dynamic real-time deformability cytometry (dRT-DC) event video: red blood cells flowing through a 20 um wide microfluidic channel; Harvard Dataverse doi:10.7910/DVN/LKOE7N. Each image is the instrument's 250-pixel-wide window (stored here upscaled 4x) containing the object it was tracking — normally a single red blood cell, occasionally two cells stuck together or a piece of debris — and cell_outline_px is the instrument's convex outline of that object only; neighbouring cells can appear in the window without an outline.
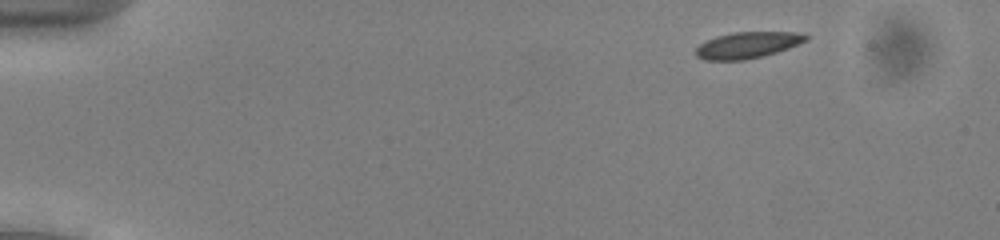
{"species": "common noctule bat (a hibernating species)", "species_latin": "Nyctalus noctula", "temperature_condition": "cold", "stored_images_in_passage": 50, "camera_frame_rate_fps": 3000, "um_per_image_px": 0.085, "animal": {"sex": "male", "body_mass_g": 13.0, "forearm_length_mm": 53.1}, "frame": {"image": 1, "passage_image": 4, "time_ms": 1.0, "image_size_px": [1000, 240], "cell_outline_px": [[808, 40], [788, 48], [776, 52], [744, 60], [704, 60], [696, 56], [696, 48], [700, 44], [716, 36], [732, 32], [796, 32], [808, 36]], "centroid_in_image_um": [63.52, 3.83], "position_along_channel_um": 21.5, "area_um2": 16.7}}
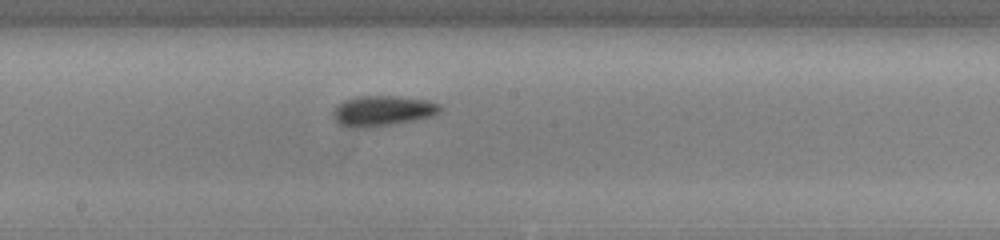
{"frame": {"image": 2, "passage_image": 27, "time_ms": 8.667, "image_size_px": [1000, 240], "cell_outline_px": [[440, 112], [432, 116], [412, 120], [364, 128], [356, 128], [336, 124], [332, 112], [344, 100], [356, 96], [396, 96], [428, 100], [440, 104]], "centroid_in_image_um": [32.49, 9.41], "position_along_channel_um": 215.7, "area_um2": 18.73}}
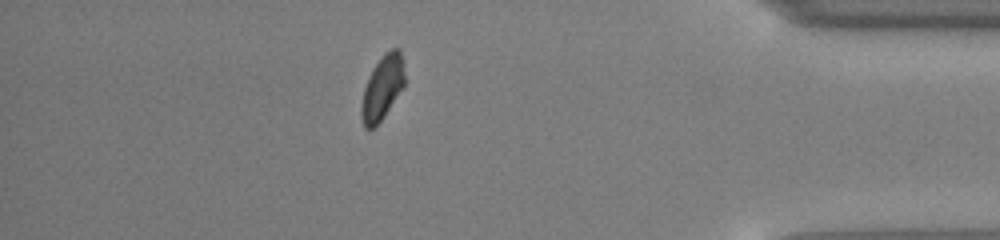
{"frame": {"image": 3, "passage_image": 44, "time_ms": 14.333, "image_size_px": [1000, 240], "cell_outline_px": [[404, 88], [384, 116], [372, 128], [364, 128], [360, 116], [360, 104], [364, 88], [368, 76], [372, 68], [384, 52], [392, 48], [400, 48], [404, 76]], "centroid_in_image_um": [32.48, 7.45], "position_along_channel_um": 402.7, "area_um2": 16.36}, "authors_computed_cell_mechanics": {"area_um2": 17.051, "velocity_mm_per_s": 3.9219, "shape_relaxation_time_tau1_ms": 2.4458, "shape_relaxation_time_tau2_ms": 2.3689, "deformation_change_tau1": 0.1021, "deformation_change_tau2": 0.0577}}